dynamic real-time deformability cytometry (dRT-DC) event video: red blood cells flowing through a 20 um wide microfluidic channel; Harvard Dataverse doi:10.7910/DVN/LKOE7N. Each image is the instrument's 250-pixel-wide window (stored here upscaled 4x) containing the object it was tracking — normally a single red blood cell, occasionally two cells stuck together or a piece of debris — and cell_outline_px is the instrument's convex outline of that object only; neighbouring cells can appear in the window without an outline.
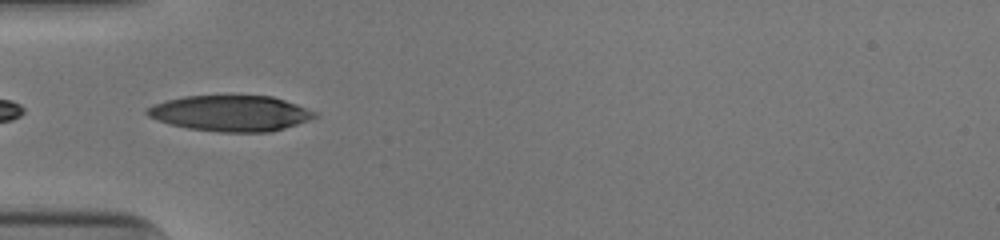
{"species": "human", "species_latin": "Homo sapiens", "temperature_condition": "cold", "stored_images_in_passage": 35, "camera_frame_rate_fps": 3000, "um_per_image_px": 0.085, "donor": {"sex": "male"}, "frame": {"image": 1, "passage_image": 1, "time_ms": 0.0, "image_size_px": [1000, 240], "cell_outline_px": [[316, 116], [296, 124], [272, 132], [220, 132], [188, 128], [172, 124], [148, 116], [144, 112], [144, 108], [168, 100], [184, 96], [272, 96], [296, 104], [316, 112]], "centroid_in_image_um": [19.58, 9.63], "position_along_channel_um": 65.4, "area_um2": 34.51}}
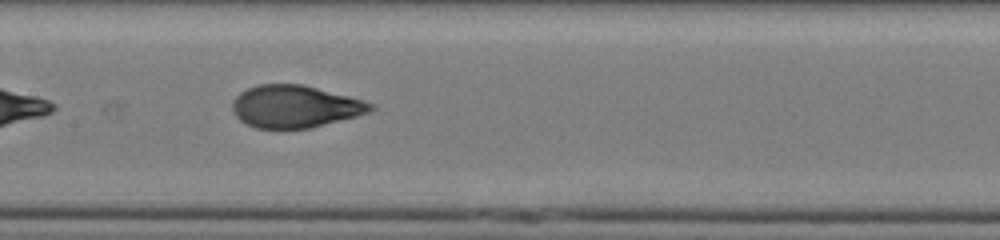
{"frame": {"image": 2, "passage_image": 10, "time_ms": 3.0, "image_size_px": [1000, 240], "cell_outline_px": [[376, 108], [368, 112], [356, 116], [312, 128], [256, 128], [240, 120], [232, 112], [232, 100], [240, 92], [248, 88], [260, 84], [300, 84], [364, 100], [376, 104]], "centroid_in_image_um": [25.07, 9.05], "position_along_channel_um": 182.3, "area_um2": 33.99}}
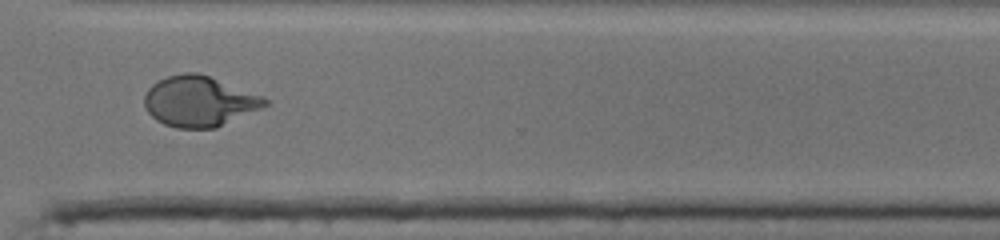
{"frame": {"image": 3, "passage_image": 23, "time_ms": 7.333, "image_size_px": [1000, 240], "cell_outline_px": [[268, 104], [264, 108], [216, 128], [176, 128], [164, 124], [156, 120], [144, 108], [144, 96], [148, 88], [152, 84], [168, 76], [184, 72], [196, 72], [208, 76], [264, 96], [268, 100]], "centroid_in_image_um": [16.95, 8.62], "position_along_channel_um": 353.7, "area_um2": 35.6}, "authors_computed_cell_mechanics": {"area_um2": 34.7378, "velocity_mm_per_s": 3.9485, "shape_relaxation_time_tau1_ms": 5.0117, "shape_relaxation_time_tau2_ms": 0.7062, "deformation_change_tau1": 0.2218, "deformation_change_tau2": 0.0585}}